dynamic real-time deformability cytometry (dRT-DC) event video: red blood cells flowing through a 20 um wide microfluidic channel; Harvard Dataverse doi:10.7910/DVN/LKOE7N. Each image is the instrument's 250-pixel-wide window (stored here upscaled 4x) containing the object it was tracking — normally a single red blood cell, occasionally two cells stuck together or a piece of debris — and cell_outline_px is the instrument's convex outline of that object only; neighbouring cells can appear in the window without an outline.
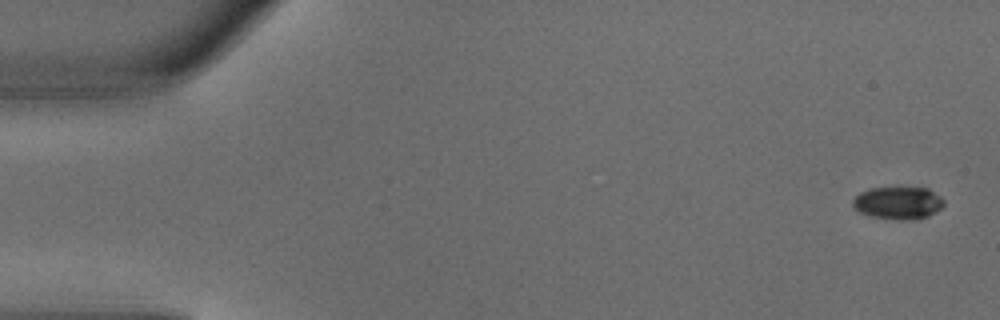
{"species": "common noctule bat (a hibernating species)", "species_latin": "Nyctalus noctula", "temperature_condition": "warm", "stored_images_in_passage": 4, "camera_frame_rate_fps": 3000, "um_per_image_px": 0.085, "animal": {"sex": "male", "body_mass_g": 18.8}, "frame": {"image": 1, "passage_image": 1, "time_ms": 0.0, "image_size_px": [1000, 320], "cell_outline_px": [[944, 204], [936, 212], [928, 216], [916, 220], [900, 220], [872, 216], [860, 212], [852, 204], [852, 200], [860, 192], [868, 188], [928, 188], [940, 196], [944, 200]], "centroid_in_image_um": [76.36, 17.25], "position_along_channel_um": 8.6, "area_um2": 17.22}}
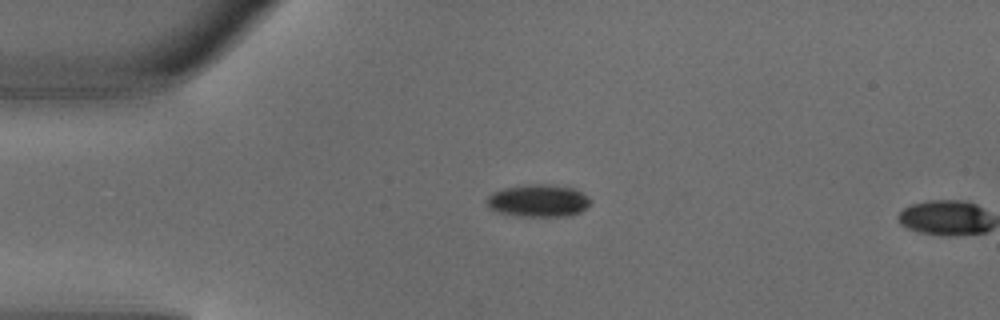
{"frame": {"image": 2, "passage_image": 3, "time_ms": 0.667, "image_size_px": [1000, 320], "cell_outline_px": [[592, 200], [580, 212], [568, 216], [516, 216], [500, 212], [488, 208], [484, 200], [492, 192], [504, 188], [524, 184], [544, 184], [572, 188], [588, 196]], "centroid_in_image_um": [45.7, 17.06], "position_along_channel_um": 39.3, "area_um2": 19.59}}